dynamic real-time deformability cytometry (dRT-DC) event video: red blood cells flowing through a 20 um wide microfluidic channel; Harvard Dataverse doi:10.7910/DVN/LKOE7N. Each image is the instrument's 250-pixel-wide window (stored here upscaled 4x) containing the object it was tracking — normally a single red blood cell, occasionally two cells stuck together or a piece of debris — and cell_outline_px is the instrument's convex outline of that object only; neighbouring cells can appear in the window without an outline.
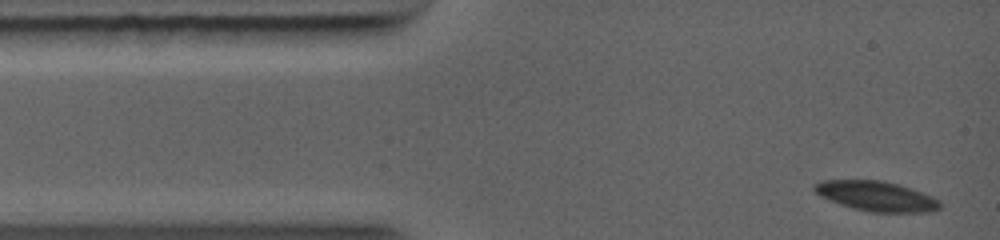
{"species": "common noctule bat (a hibernating species)", "species_latin": "Nyctalus noctula", "temperature_condition": "warm", "stored_images_in_passage": 31, "camera_frame_rate_fps": 5000, "um_per_image_px": 0.085, "animal": {"sex": "female", "body_mass_g": 19.0, "forearm_length_mm": 56.7}, "frame": {"image": 1, "passage_image": 1, "time_ms": 0.0, "image_size_px": [1000, 240], "cell_outline_px": [[940, 208], [928, 212], [868, 212], [852, 208], [840, 204], [820, 196], [812, 188], [820, 180], [880, 180], [896, 184], [932, 196], [940, 200]], "centroid_in_image_um": [74.46, 16.68], "position_along_channel_um": 10.5, "area_um2": 21.68}}
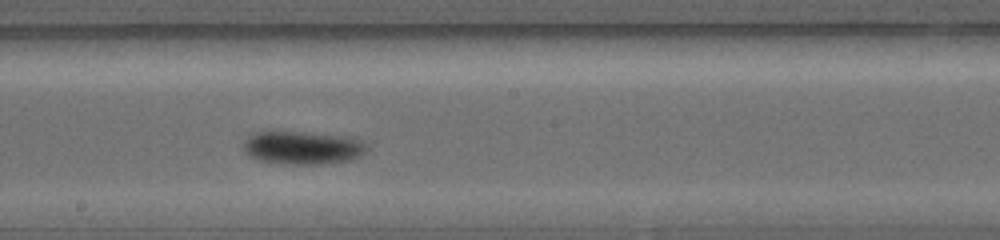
{"frame": {"image": 2, "passage_image": 18, "time_ms": 5.8, "image_size_px": [1000, 240], "cell_outline_px": [[368, 148], [360, 156], [352, 160], [320, 164], [280, 164], [260, 160], [248, 156], [244, 152], [244, 140], [252, 132], [304, 132], [352, 136], [368, 144]], "centroid_in_image_um": [25.74, 12.55], "position_along_channel_um": 222.5, "area_um2": 24.22}}
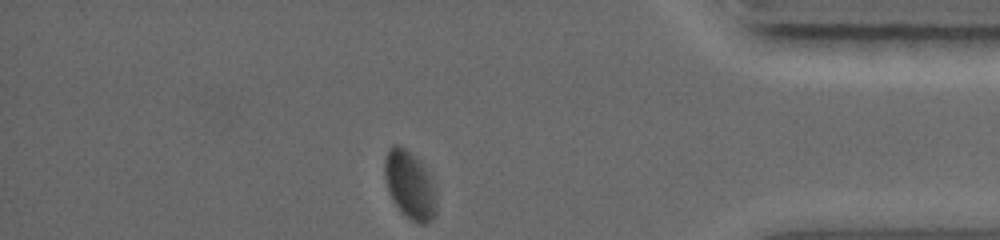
{"frame": {"image": 3, "passage_image": 31, "time_ms": 10.2, "image_size_px": [1000, 240], "cell_outline_px": [[436, 212], [432, 220], [424, 224], [420, 224], [412, 220], [400, 212], [392, 200], [388, 192], [384, 176], [384, 160], [388, 148], [392, 144], [400, 144], [412, 152], [420, 160], [432, 176], [436, 192]], "centroid_in_image_um": [34.83, 15.68], "position_along_channel_um": 400.4, "area_um2": 21.27}}